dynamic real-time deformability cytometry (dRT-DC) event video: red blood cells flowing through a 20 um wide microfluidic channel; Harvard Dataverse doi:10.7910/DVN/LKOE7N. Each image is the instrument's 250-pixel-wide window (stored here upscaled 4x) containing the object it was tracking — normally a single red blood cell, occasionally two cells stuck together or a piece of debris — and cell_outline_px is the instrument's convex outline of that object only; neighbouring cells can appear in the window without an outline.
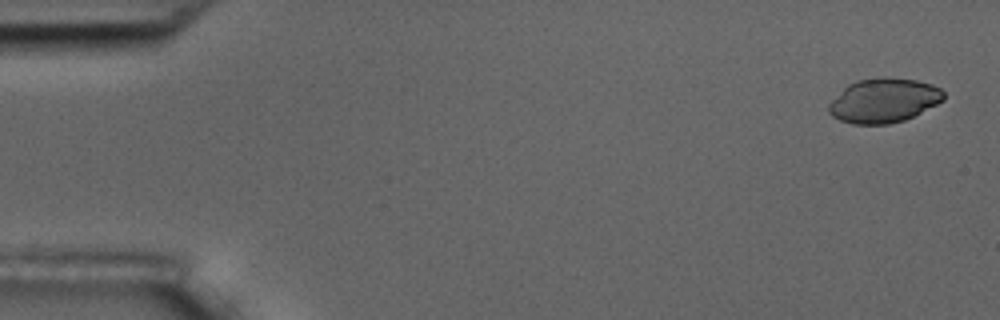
{"species": "common noctule bat (a hibernating species)", "species_latin": "Nyctalus noctula", "temperature_condition": "room temperature", "stored_images_in_passage": 5, "camera_frame_rate_fps": 3000, "um_per_image_px": 0.085, "animal": {"sex": "male", "body_mass_g": 17.5, "forearm_length_mm": 52.3}, "frame": {"image": 1, "passage_image": 1, "time_ms": 0.0, "image_size_px": [1000, 320], "cell_outline_px": [[944, 100], [904, 120], [888, 124], [852, 124], [840, 120], [832, 116], [828, 112], [828, 104], [848, 84], [856, 80], [876, 76], [884, 76], [916, 80], [932, 84], [940, 88], [944, 92]], "centroid_in_image_um": [75.1, 8.52], "position_along_channel_um": 9.9, "area_um2": 29.77}}